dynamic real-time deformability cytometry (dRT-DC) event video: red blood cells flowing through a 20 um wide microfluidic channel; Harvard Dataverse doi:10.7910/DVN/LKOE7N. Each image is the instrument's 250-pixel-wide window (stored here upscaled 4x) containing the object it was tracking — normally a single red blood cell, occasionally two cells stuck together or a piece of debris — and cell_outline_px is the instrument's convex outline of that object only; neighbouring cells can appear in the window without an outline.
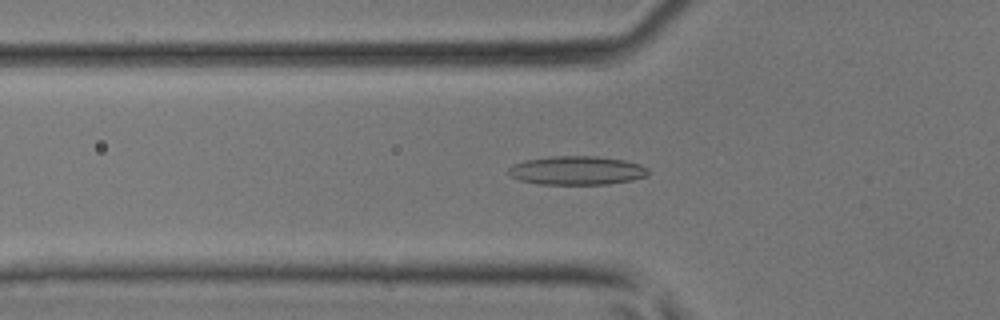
{"species": "common noctule bat (a hibernating species)", "species_latin": "Nyctalus noctula", "temperature_condition": "room temperature", "stored_images_in_passage": 42, "camera_frame_rate_fps": 3000, "um_per_image_px": 0.085, "animal": {"sex": "male", "body_mass_g": 17.9, "forearm_length_mm": 54.2}, "frame": {"image": 1, "passage_image": 14, "time_ms": 4.333, "image_size_px": [1000, 320], "cell_outline_px": [[648, 176], [632, 180], [608, 184], [540, 184], [520, 180], [512, 176], [508, 172], [508, 168], [524, 160], [552, 156], [596, 156], [624, 160], [640, 164], [648, 168]], "centroid_in_image_um": [49.06, 14.49], "position_along_channel_um": 76.7, "area_um2": 23.35}}
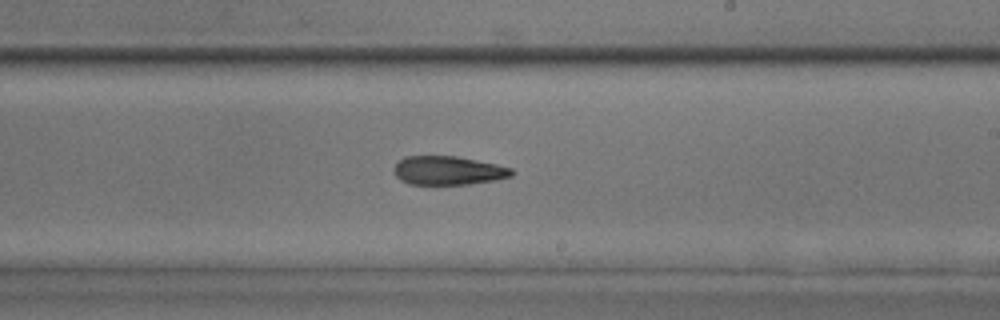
{"frame": {"image": 2, "passage_image": 25, "time_ms": 8.0, "image_size_px": [1000, 320], "cell_outline_px": [[512, 176], [496, 180], [468, 184], [408, 184], [400, 180], [396, 176], [392, 168], [404, 156], [456, 156], [496, 164], [512, 168]], "centroid_in_image_um": [38.06, 14.49], "position_along_channel_um": 250.9, "area_um2": 19.71}}
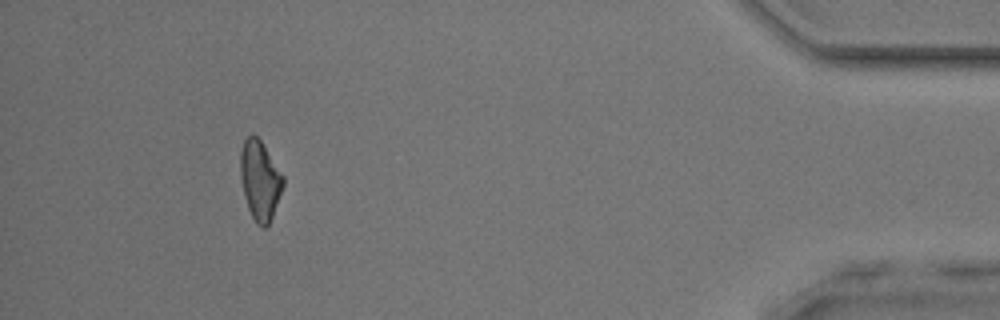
{"frame": {"image": 3, "passage_image": 39, "time_ms": 12.667, "image_size_px": [1000, 320], "cell_outline_px": [[284, 184], [272, 216], [268, 224], [264, 228], [256, 224], [248, 208], [244, 196], [240, 176], [240, 152], [244, 140], [252, 132], [260, 140], [284, 176]], "centroid_in_image_um": [22.08, 15.31], "position_along_channel_um": 413.1, "area_um2": 19.65}}